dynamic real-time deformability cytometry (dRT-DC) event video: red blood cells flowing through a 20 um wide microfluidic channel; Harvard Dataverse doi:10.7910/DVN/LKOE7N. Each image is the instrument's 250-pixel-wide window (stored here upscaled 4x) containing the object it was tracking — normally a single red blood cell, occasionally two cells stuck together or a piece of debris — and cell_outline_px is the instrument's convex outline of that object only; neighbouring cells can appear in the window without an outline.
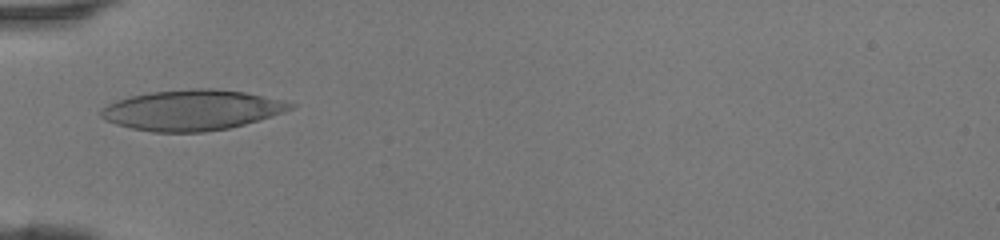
{"species": "human", "species_latin": "Homo sapiens", "temperature_condition": "room temperature", "stored_images_in_passage": 30, "camera_frame_rate_fps": 3000, "um_per_image_px": 0.085, "donor": {"sex": "female"}, "frame": {"image": 1, "passage_image": 1, "time_ms": 0.0, "image_size_px": [1000, 240], "cell_outline_px": [[296, 104], [292, 108], [284, 112], [272, 116], [244, 124], [228, 128], [204, 132], [152, 132], [132, 128], [116, 124], [104, 120], [100, 116], [100, 108], [116, 100], [128, 96], [148, 92], [192, 88], [212, 88], [244, 92], [284, 100]], "centroid_in_image_um": [16.28, 9.35], "position_along_channel_um": 68.7, "area_um2": 44.8}}
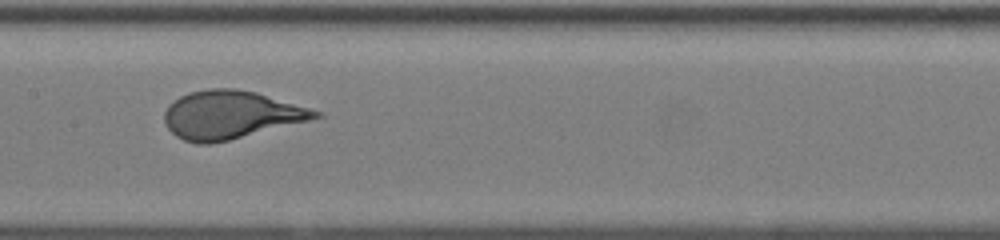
{"frame": {"image": 2, "passage_image": 9, "time_ms": 2.667, "image_size_px": [1000, 240], "cell_outline_px": [[324, 116], [228, 140], [208, 144], [196, 144], [184, 140], [176, 136], [168, 128], [164, 120], [164, 112], [168, 104], [180, 96], [188, 92], [208, 88], [236, 88], [256, 92], [324, 112]], "centroid_in_image_um": [19.58, 9.74], "position_along_channel_um": 187.8, "area_um2": 42.14}}
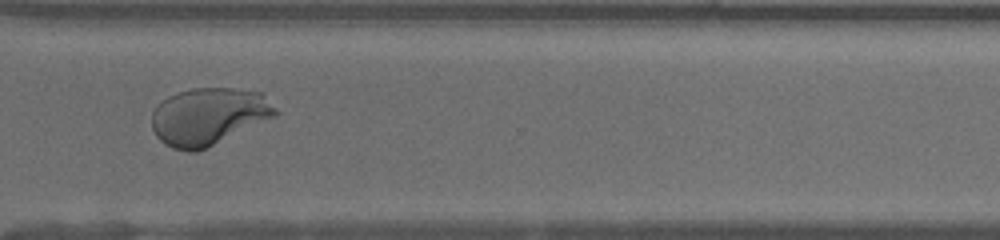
{"frame": {"image": 3, "passage_image": 20, "time_ms": 6.333, "image_size_px": [1000, 240], "cell_outline_px": [[280, 112], [276, 116], [208, 148], [196, 152], [188, 152], [172, 148], [164, 144], [156, 136], [152, 128], [152, 112], [168, 96], [176, 92], [192, 88], [232, 88], [260, 92]], "centroid_in_image_um": [17.73, 9.91], "position_along_channel_um": 352.9, "area_um2": 41.38}}